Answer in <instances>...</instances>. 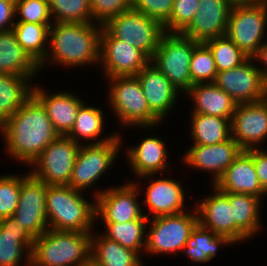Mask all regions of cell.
<instances>
[{
    "label": "cell",
    "mask_w": 267,
    "mask_h": 266,
    "mask_svg": "<svg viewBox=\"0 0 267 266\" xmlns=\"http://www.w3.org/2000/svg\"><path fill=\"white\" fill-rule=\"evenodd\" d=\"M214 186L224 193L250 194L264 201L267 193L257 177L254 149L242 150Z\"/></svg>",
    "instance_id": "cb8c5ba5"
},
{
    "label": "cell",
    "mask_w": 267,
    "mask_h": 266,
    "mask_svg": "<svg viewBox=\"0 0 267 266\" xmlns=\"http://www.w3.org/2000/svg\"><path fill=\"white\" fill-rule=\"evenodd\" d=\"M103 27L114 37L143 51L150 59L165 34L163 25L143 13L129 9L110 18Z\"/></svg>",
    "instance_id": "8fae6325"
},
{
    "label": "cell",
    "mask_w": 267,
    "mask_h": 266,
    "mask_svg": "<svg viewBox=\"0 0 267 266\" xmlns=\"http://www.w3.org/2000/svg\"><path fill=\"white\" fill-rule=\"evenodd\" d=\"M0 74L39 76V65L17 42L12 30L0 32Z\"/></svg>",
    "instance_id": "83f0119b"
},
{
    "label": "cell",
    "mask_w": 267,
    "mask_h": 266,
    "mask_svg": "<svg viewBox=\"0 0 267 266\" xmlns=\"http://www.w3.org/2000/svg\"><path fill=\"white\" fill-rule=\"evenodd\" d=\"M200 0H174L169 20L163 25L165 33H182L193 21Z\"/></svg>",
    "instance_id": "ab89813d"
},
{
    "label": "cell",
    "mask_w": 267,
    "mask_h": 266,
    "mask_svg": "<svg viewBox=\"0 0 267 266\" xmlns=\"http://www.w3.org/2000/svg\"><path fill=\"white\" fill-rule=\"evenodd\" d=\"M80 266H98L91 258Z\"/></svg>",
    "instance_id": "c3c4849f"
},
{
    "label": "cell",
    "mask_w": 267,
    "mask_h": 266,
    "mask_svg": "<svg viewBox=\"0 0 267 266\" xmlns=\"http://www.w3.org/2000/svg\"><path fill=\"white\" fill-rule=\"evenodd\" d=\"M106 103L108 112L114 114L119 129L122 127L155 130L163 124L151 111L145 99L142 86L136 76L106 78ZM112 111V112H111ZM141 128V129H140Z\"/></svg>",
    "instance_id": "277c9868"
},
{
    "label": "cell",
    "mask_w": 267,
    "mask_h": 266,
    "mask_svg": "<svg viewBox=\"0 0 267 266\" xmlns=\"http://www.w3.org/2000/svg\"><path fill=\"white\" fill-rule=\"evenodd\" d=\"M20 191L21 174H0V220L14 215Z\"/></svg>",
    "instance_id": "f35d334b"
},
{
    "label": "cell",
    "mask_w": 267,
    "mask_h": 266,
    "mask_svg": "<svg viewBox=\"0 0 267 266\" xmlns=\"http://www.w3.org/2000/svg\"><path fill=\"white\" fill-rule=\"evenodd\" d=\"M151 59L133 45L114 38L104 27L100 36L101 75L105 78L136 76Z\"/></svg>",
    "instance_id": "5bb4252c"
},
{
    "label": "cell",
    "mask_w": 267,
    "mask_h": 266,
    "mask_svg": "<svg viewBox=\"0 0 267 266\" xmlns=\"http://www.w3.org/2000/svg\"><path fill=\"white\" fill-rule=\"evenodd\" d=\"M217 73L211 50L205 43H199L193 50L190 62L192 84L214 83Z\"/></svg>",
    "instance_id": "74e56055"
},
{
    "label": "cell",
    "mask_w": 267,
    "mask_h": 266,
    "mask_svg": "<svg viewBox=\"0 0 267 266\" xmlns=\"http://www.w3.org/2000/svg\"><path fill=\"white\" fill-rule=\"evenodd\" d=\"M234 2H255V0H233Z\"/></svg>",
    "instance_id": "681fc988"
},
{
    "label": "cell",
    "mask_w": 267,
    "mask_h": 266,
    "mask_svg": "<svg viewBox=\"0 0 267 266\" xmlns=\"http://www.w3.org/2000/svg\"><path fill=\"white\" fill-rule=\"evenodd\" d=\"M261 100L267 105V76L263 77V97Z\"/></svg>",
    "instance_id": "7dc6e473"
},
{
    "label": "cell",
    "mask_w": 267,
    "mask_h": 266,
    "mask_svg": "<svg viewBox=\"0 0 267 266\" xmlns=\"http://www.w3.org/2000/svg\"><path fill=\"white\" fill-rule=\"evenodd\" d=\"M36 84L37 82L33 87V96L45 108L55 131L59 135L66 136L74 125L79 108L87 100L84 101L79 94L75 95L74 92L66 90L51 93L46 87Z\"/></svg>",
    "instance_id": "603a6c76"
},
{
    "label": "cell",
    "mask_w": 267,
    "mask_h": 266,
    "mask_svg": "<svg viewBox=\"0 0 267 266\" xmlns=\"http://www.w3.org/2000/svg\"><path fill=\"white\" fill-rule=\"evenodd\" d=\"M91 235L48 229L34 239L31 266H80L90 259Z\"/></svg>",
    "instance_id": "8992f818"
},
{
    "label": "cell",
    "mask_w": 267,
    "mask_h": 266,
    "mask_svg": "<svg viewBox=\"0 0 267 266\" xmlns=\"http://www.w3.org/2000/svg\"><path fill=\"white\" fill-rule=\"evenodd\" d=\"M121 134L124 133H118L112 140L104 143L81 144L68 186L87 194L93 191L91 195L95 198L108 188L105 186L100 189L97 184L103 181L107 171H111L119 160L117 158L124 143V136Z\"/></svg>",
    "instance_id": "5b68a950"
},
{
    "label": "cell",
    "mask_w": 267,
    "mask_h": 266,
    "mask_svg": "<svg viewBox=\"0 0 267 266\" xmlns=\"http://www.w3.org/2000/svg\"><path fill=\"white\" fill-rule=\"evenodd\" d=\"M230 127L231 137L242 150L263 148L267 142V105L262 100L237 104Z\"/></svg>",
    "instance_id": "ac0fdd59"
},
{
    "label": "cell",
    "mask_w": 267,
    "mask_h": 266,
    "mask_svg": "<svg viewBox=\"0 0 267 266\" xmlns=\"http://www.w3.org/2000/svg\"><path fill=\"white\" fill-rule=\"evenodd\" d=\"M15 16V22L53 24L48 0H16Z\"/></svg>",
    "instance_id": "60d3db41"
},
{
    "label": "cell",
    "mask_w": 267,
    "mask_h": 266,
    "mask_svg": "<svg viewBox=\"0 0 267 266\" xmlns=\"http://www.w3.org/2000/svg\"><path fill=\"white\" fill-rule=\"evenodd\" d=\"M148 220L138 219L124 223H101L105 230L102 229L100 232L106 238L118 242L123 247L136 251L143 258Z\"/></svg>",
    "instance_id": "e575fe53"
},
{
    "label": "cell",
    "mask_w": 267,
    "mask_h": 266,
    "mask_svg": "<svg viewBox=\"0 0 267 266\" xmlns=\"http://www.w3.org/2000/svg\"><path fill=\"white\" fill-rule=\"evenodd\" d=\"M92 22L104 25L110 18L132 9V0H90Z\"/></svg>",
    "instance_id": "b9f144b4"
},
{
    "label": "cell",
    "mask_w": 267,
    "mask_h": 266,
    "mask_svg": "<svg viewBox=\"0 0 267 266\" xmlns=\"http://www.w3.org/2000/svg\"><path fill=\"white\" fill-rule=\"evenodd\" d=\"M102 29L103 25L96 22L53 23L49 29L48 53L39 65L40 72L47 68L48 64H52L51 67L60 65L70 69H81L95 64L97 68Z\"/></svg>",
    "instance_id": "7a4b0ae2"
},
{
    "label": "cell",
    "mask_w": 267,
    "mask_h": 266,
    "mask_svg": "<svg viewBox=\"0 0 267 266\" xmlns=\"http://www.w3.org/2000/svg\"><path fill=\"white\" fill-rule=\"evenodd\" d=\"M33 243L34 238L16 226L12 216L0 220V266H31Z\"/></svg>",
    "instance_id": "d4e9b609"
},
{
    "label": "cell",
    "mask_w": 267,
    "mask_h": 266,
    "mask_svg": "<svg viewBox=\"0 0 267 266\" xmlns=\"http://www.w3.org/2000/svg\"><path fill=\"white\" fill-rule=\"evenodd\" d=\"M81 144L59 135L29 166V172L46 185H68Z\"/></svg>",
    "instance_id": "7c38bea8"
},
{
    "label": "cell",
    "mask_w": 267,
    "mask_h": 266,
    "mask_svg": "<svg viewBox=\"0 0 267 266\" xmlns=\"http://www.w3.org/2000/svg\"><path fill=\"white\" fill-rule=\"evenodd\" d=\"M191 145H213L219 144L231 137V119L220 118L201 113L189 114ZM190 131V132H189Z\"/></svg>",
    "instance_id": "d6a6232c"
},
{
    "label": "cell",
    "mask_w": 267,
    "mask_h": 266,
    "mask_svg": "<svg viewBox=\"0 0 267 266\" xmlns=\"http://www.w3.org/2000/svg\"><path fill=\"white\" fill-rule=\"evenodd\" d=\"M166 175L168 177H165V174H161V177H158V174H156L139 177L137 181L131 179V182L136 185L139 191L144 192V200L141 203L143 213L148 219L177 214L190 209L188 206H185L186 196L189 194L185 189L186 185H183L184 182L176 180L170 173ZM141 179L143 182H141ZM141 184L146 185L142 186Z\"/></svg>",
    "instance_id": "9c48e42d"
},
{
    "label": "cell",
    "mask_w": 267,
    "mask_h": 266,
    "mask_svg": "<svg viewBox=\"0 0 267 266\" xmlns=\"http://www.w3.org/2000/svg\"><path fill=\"white\" fill-rule=\"evenodd\" d=\"M255 2H265V3H267V0H255Z\"/></svg>",
    "instance_id": "f907efd6"
},
{
    "label": "cell",
    "mask_w": 267,
    "mask_h": 266,
    "mask_svg": "<svg viewBox=\"0 0 267 266\" xmlns=\"http://www.w3.org/2000/svg\"><path fill=\"white\" fill-rule=\"evenodd\" d=\"M211 187V194L193 202L198 213V223L215 234L226 236L235 244L247 242L249 238L235 225L229 193L220 191L214 185Z\"/></svg>",
    "instance_id": "2e32d148"
},
{
    "label": "cell",
    "mask_w": 267,
    "mask_h": 266,
    "mask_svg": "<svg viewBox=\"0 0 267 266\" xmlns=\"http://www.w3.org/2000/svg\"><path fill=\"white\" fill-rule=\"evenodd\" d=\"M90 258L98 266H145L146 264L136 251L106 238L96 229L91 235Z\"/></svg>",
    "instance_id": "f546056e"
},
{
    "label": "cell",
    "mask_w": 267,
    "mask_h": 266,
    "mask_svg": "<svg viewBox=\"0 0 267 266\" xmlns=\"http://www.w3.org/2000/svg\"><path fill=\"white\" fill-rule=\"evenodd\" d=\"M197 224L198 213L195 206L190 211L149 219L144 253L154 257L181 253Z\"/></svg>",
    "instance_id": "52a82bcc"
},
{
    "label": "cell",
    "mask_w": 267,
    "mask_h": 266,
    "mask_svg": "<svg viewBox=\"0 0 267 266\" xmlns=\"http://www.w3.org/2000/svg\"><path fill=\"white\" fill-rule=\"evenodd\" d=\"M147 136L141 137L138 145L133 144V146L123 149L124 158L130 165L129 171L132 172L135 179L146 175L166 174L170 171L168 144L161 136H149L148 134Z\"/></svg>",
    "instance_id": "ffe728a7"
},
{
    "label": "cell",
    "mask_w": 267,
    "mask_h": 266,
    "mask_svg": "<svg viewBox=\"0 0 267 266\" xmlns=\"http://www.w3.org/2000/svg\"><path fill=\"white\" fill-rule=\"evenodd\" d=\"M87 196V193L68 185H47L46 214L49 229L92 233L98 226L96 198L91 196L90 200Z\"/></svg>",
    "instance_id": "3957f363"
},
{
    "label": "cell",
    "mask_w": 267,
    "mask_h": 266,
    "mask_svg": "<svg viewBox=\"0 0 267 266\" xmlns=\"http://www.w3.org/2000/svg\"><path fill=\"white\" fill-rule=\"evenodd\" d=\"M233 0H200L190 25L181 33L198 43L226 34Z\"/></svg>",
    "instance_id": "7402d4cb"
},
{
    "label": "cell",
    "mask_w": 267,
    "mask_h": 266,
    "mask_svg": "<svg viewBox=\"0 0 267 266\" xmlns=\"http://www.w3.org/2000/svg\"><path fill=\"white\" fill-rule=\"evenodd\" d=\"M262 73V76H267V40L260 46L257 53L252 57Z\"/></svg>",
    "instance_id": "bcb514c9"
},
{
    "label": "cell",
    "mask_w": 267,
    "mask_h": 266,
    "mask_svg": "<svg viewBox=\"0 0 267 266\" xmlns=\"http://www.w3.org/2000/svg\"><path fill=\"white\" fill-rule=\"evenodd\" d=\"M106 188L96 197V221L102 223H124L148 219L142 209L140 191L131 181L123 185ZM140 202V203H139ZM100 220V221H99Z\"/></svg>",
    "instance_id": "9a60e30c"
},
{
    "label": "cell",
    "mask_w": 267,
    "mask_h": 266,
    "mask_svg": "<svg viewBox=\"0 0 267 266\" xmlns=\"http://www.w3.org/2000/svg\"><path fill=\"white\" fill-rule=\"evenodd\" d=\"M242 149L238 143L230 137L228 140L213 145H190L189 149L179 157L182 165L199 171L207 172L210 176V185H215L224 175L234 159L240 154Z\"/></svg>",
    "instance_id": "e0dca14e"
},
{
    "label": "cell",
    "mask_w": 267,
    "mask_h": 266,
    "mask_svg": "<svg viewBox=\"0 0 267 266\" xmlns=\"http://www.w3.org/2000/svg\"><path fill=\"white\" fill-rule=\"evenodd\" d=\"M174 0H132V9L164 25L170 18Z\"/></svg>",
    "instance_id": "7bdbcfd3"
},
{
    "label": "cell",
    "mask_w": 267,
    "mask_h": 266,
    "mask_svg": "<svg viewBox=\"0 0 267 266\" xmlns=\"http://www.w3.org/2000/svg\"><path fill=\"white\" fill-rule=\"evenodd\" d=\"M236 245L229 238L218 235L199 223L192 230L186 245L182 248L189 264H204L211 262L218 254V249Z\"/></svg>",
    "instance_id": "f1b7e54d"
},
{
    "label": "cell",
    "mask_w": 267,
    "mask_h": 266,
    "mask_svg": "<svg viewBox=\"0 0 267 266\" xmlns=\"http://www.w3.org/2000/svg\"><path fill=\"white\" fill-rule=\"evenodd\" d=\"M46 192L47 185L29 171L21 174L19 203L12 217L15 225L24 228L34 239L49 229Z\"/></svg>",
    "instance_id": "4fadbf2b"
},
{
    "label": "cell",
    "mask_w": 267,
    "mask_h": 266,
    "mask_svg": "<svg viewBox=\"0 0 267 266\" xmlns=\"http://www.w3.org/2000/svg\"><path fill=\"white\" fill-rule=\"evenodd\" d=\"M51 25L15 22L12 27L17 42L38 65L44 61L48 53Z\"/></svg>",
    "instance_id": "836d02e7"
},
{
    "label": "cell",
    "mask_w": 267,
    "mask_h": 266,
    "mask_svg": "<svg viewBox=\"0 0 267 266\" xmlns=\"http://www.w3.org/2000/svg\"><path fill=\"white\" fill-rule=\"evenodd\" d=\"M58 136L45 108L33 95L0 125L6 155L26 168Z\"/></svg>",
    "instance_id": "6da1fadb"
},
{
    "label": "cell",
    "mask_w": 267,
    "mask_h": 266,
    "mask_svg": "<svg viewBox=\"0 0 267 266\" xmlns=\"http://www.w3.org/2000/svg\"><path fill=\"white\" fill-rule=\"evenodd\" d=\"M98 107L85 102L79 108L74 125L66 136L79 144H100L112 140L120 133L116 130L113 133L105 134V116L108 118L110 114L108 111L105 112L104 108Z\"/></svg>",
    "instance_id": "484cf974"
},
{
    "label": "cell",
    "mask_w": 267,
    "mask_h": 266,
    "mask_svg": "<svg viewBox=\"0 0 267 266\" xmlns=\"http://www.w3.org/2000/svg\"><path fill=\"white\" fill-rule=\"evenodd\" d=\"M264 202L260 197L241 194L229 193V203L233 207V219L235 225L249 238L258 236L263 229V220L261 214Z\"/></svg>",
    "instance_id": "1f68e13d"
},
{
    "label": "cell",
    "mask_w": 267,
    "mask_h": 266,
    "mask_svg": "<svg viewBox=\"0 0 267 266\" xmlns=\"http://www.w3.org/2000/svg\"><path fill=\"white\" fill-rule=\"evenodd\" d=\"M205 44L213 54L217 72L238 67L249 58L226 35L210 39Z\"/></svg>",
    "instance_id": "8d00e7d4"
},
{
    "label": "cell",
    "mask_w": 267,
    "mask_h": 266,
    "mask_svg": "<svg viewBox=\"0 0 267 266\" xmlns=\"http://www.w3.org/2000/svg\"><path fill=\"white\" fill-rule=\"evenodd\" d=\"M225 35L252 58L267 40V3L234 2Z\"/></svg>",
    "instance_id": "ba28073f"
},
{
    "label": "cell",
    "mask_w": 267,
    "mask_h": 266,
    "mask_svg": "<svg viewBox=\"0 0 267 266\" xmlns=\"http://www.w3.org/2000/svg\"><path fill=\"white\" fill-rule=\"evenodd\" d=\"M136 77L140 81L150 111L162 123H165L173 108H176L178 100L184 96L152 62L145 66Z\"/></svg>",
    "instance_id": "44dd1931"
},
{
    "label": "cell",
    "mask_w": 267,
    "mask_h": 266,
    "mask_svg": "<svg viewBox=\"0 0 267 266\" xmlns=\"http://www.w3.org/2000/svg\"><path fill=\"white\" fill-rule=\"evenodd\" d=\"M16 0H0V32L12 30L15 24Z\"/></svg>",
    "instance_id": "ee69618b"
},
{
    "label": "cell",
    "mask_w": 267,
    "mask_h": 266,
    "mask_svg": "<svg viewBox=\"0 0 267 266\" xmlns=\"http://www.w3.org/2000/svg\"><path fill=\"white\" fill-rule=\"evenodd\" d=\"M53 23L92 22L90 0H48Z\"/></svg>",
    "instance_id": "d590c367"
},
{
    "label": "cell",
    "mask_w": 267,
    "mask_h": 266,
    "mask_svg": "<svg viewBox=\"0 0 267 266\" xmlns=\"http://www.w3.org/2000/svg\"><path fill=\"white\" fill-rule=\"evenodd\" d=\"M35 77L0 74V125L33 95Z\"/></svg>",
    "instance_id": "4dcf8cb0"
},
{
    "label": "cell",
    "mask_w": 267,
    "mask_h": 266,
    "mask_svg": "<svg viewBox=\"0 0 267 266\" xmlns=\"http://www.w3.org/2000/svg\"><path fill=\"white\" fill-rule=\"evenodd\" d=\"M267 147L254 149V165L263 190L267 193Z\"/></svg>",
    "instance_id": "f6af8a7d"
},
{
    "label": "cell",
    "mask_w": 267,
    "mask_h": 266,
    "mask_svg": "<svg viewBox=\"0 0 267 266\" xmlns=\"http://www.w3.org/2000/svg\"><path fill=\"white\" fill-rule=\"evenodd\" d=\"M185 95L187 96L184 98L192 101L190 113L231 119L237 106V103L215 83L194 84Z\"/></svg>",
    "instance_id": "4316f807"
},
{
    "label": "cell",
    "mask_w": 267,
    "mask_h": 266,
    "mask_svg": "<svg viewBox=\"0 0 267 266\" xmlns=\"http://www.w3.org/2000/svg\"><path fill=\"white\" fill-rule=\"evenodd\" d=\"M214 83L237 104L257 102L263 97V76L253 58L218 72Z\"/></svg>",
    "instance_id": "d6986e66"
},
{
    "label": "cell",
    "mask_w": 267,
    "mask_h": 266,
    "mask_svg": "<svg viewBox=\"0 0 267 266\" xmlns=\"http://www.w3.org/2000/svg\"><path fill=\"white\" fill-rule=\"evenodd\" d=\"M181 33H165L159 42L151 62L169 79L184 96L193 86L190 62L194 48L198 45Z\"/></svg>",
    "instance_id": "30bf717a"
}]
</instances>
